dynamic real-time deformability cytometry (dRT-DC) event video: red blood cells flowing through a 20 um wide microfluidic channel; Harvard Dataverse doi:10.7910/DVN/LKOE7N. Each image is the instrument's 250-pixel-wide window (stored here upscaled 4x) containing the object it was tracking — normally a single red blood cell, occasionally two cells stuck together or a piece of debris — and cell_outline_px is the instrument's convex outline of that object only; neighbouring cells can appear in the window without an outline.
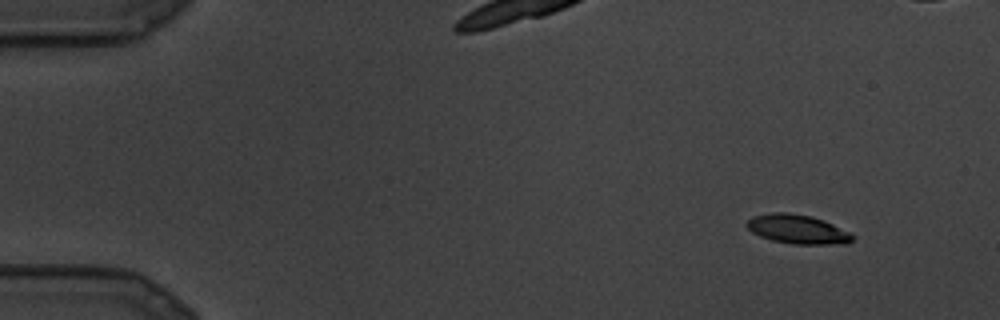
{"species": "common noctule bat (a hibernating species)", "species_latin": "Nyctalus noctula", "temperature_condition": "cold", "stored_images_in_passage": 9, "camera_frame_rate_fps": 3000, "um_per_image_px": 0.085, "animal": {"sex": "male", "body_mass_g": 19.5, "forearm_length_mm": 54.6}, "frame": {"image": 1, "passage_image": 1, "time_ms": 0.0, "image_size_px": [1000, 320], "cell_outline_px": [[856, 236], [848, 244], [792, 244], [772, 240], [760, 236], [752, 232], [744, 224], [752, 216], [772, 212], [788, 212], [812, 216], [824, 220]], "centroid_in_image_um": [67.78, 19.48], "position_along_channel_um": 17.2, "area_um2": 18.03}}